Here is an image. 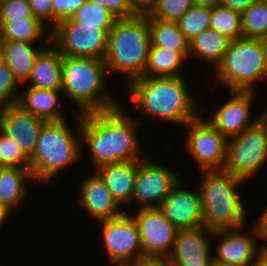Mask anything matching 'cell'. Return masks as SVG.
Returning a JSON list of instances; mask_svg holds the SVG:
<instances>
[{
	"instance_id": "cell-12",
	"label": "cell",
	"mask_w": 267,
	"mask_h": 266,
	"mask_svg": "<svg viewBox=\"0 0 267 266\" xmlns=\"http://www.w3.org/2000/svg\"><path fill=\"white\" fill-rule=\"evenodd\" d=\"M108 262L130 264L143 256L139 229L130 212L98 221Z\"/></svg>"
},
{
	"instance_id": "cell-5",
	"label": "cell",
	"mask_w": 267,
	"mask_h": 266,
	"mask_svg": "<svg viewBox=\"0 0 267 266\" xmlns=\"http://www.w3.org/2000/svg\"><path fill=\"white\" fill-rule=\"evenodd\" d=\"M151 46L147 16L116 19L108 36L104 63L109 76L122 74L126 88L143 77Z\"/></svg>"
},
{
	"instance_id": "cell-7",
	"label": "cell",
	"mask_w": 267,
	"mask_h": 266,
	"mask_svg": "<svg viewBox=\"0 0 267 266\" xmlns=\"http://www.w3.org/2000/svg\"><path fill=\"white\" fill-rule=\"evenodd\" d=\"M214 70L216 83L227 90L254 91L257 82L267 81L264 40L241 37L230 41L221 63Z\"/></svg>"
},
{
	"instance_id": "cell-27",
	"label": "cell",
	"mask_w": 267,
	"mask_h": 266,
	"mask_svg": "<svg viewBox=\"0 0 267 266\" xmlns=\"http://www.w3.org/2000/svg\"><path fill=\"white\" fill-rule=\"evenodd\" d=\"M37 18L0 20L2 40L26 41L40 44L42 39L50 43L51 30ZM49 33V34H48ZM45 35V36H44Z\"/></svg>"
},
{
	"instance_id": "cell-11",
	"label": "cell",
	"mask_w": 267,
	"mask_h": 266,
	"mask_svg": "<svg viewBox=\"0 0 267 266\" xmlns=\"http://www.w3.org/2000/svg\"><path fill=\"white\" fill-rule=\"evenodd\" d=\"M180 178L178 172L168 165H162L148 157L139 160L129 206H138L137 209L159 208Z\"/></svg>"
},
{
	"instance_id": "cell-25",
	"label": "cell",
	"mask_w": 267,
	"mask_h": 266,
	"mask_svg": "<svg viewBox=\"0 0 267 266\" xmlns=\"http://www.w3.org/2000/svg\"><path fill=\"white\" fill-rule=\"evenodd\" d=\"M230 39L215 30L207 29L189 41V56L197 61L209 63L216 67L221 63Z\"/></svg>"
},
{
	"instance_id": "cell-14",
	"label": "cell",
	"mask_w": 267,
	"mask_h": 266,
	"mask_svg": "<svg viewBox=\"0 0 267 266\" xmlns=\"http://www.w3.org/2000/svg\"><path fill=\"white\" fill-rule=\"evenodd\" d=\"M137 211V212H136ZM137 223L143 256H169L177 228L159 208H142L130 214Z\"/></svg>"
},
{
	"instance_id": "cell-39",
	"label": "cell",
	"mask_w": 267,
	"mask_h": 266,
	"mask_svg": "<svg viewBox=\"0 0 267 266\" xmlns=\"http://www.w3.org/2000/svg\"><path fill=\"white\" fill-rule=\"evenodd\" d=\"M105 7L116 19H128L136 16L128 0H89Z\"/></svg>"
},
{
	"instance_id": "cell-34",
	"label": "cell",
	"mask_w": 267,
	"mask_h": 266,
	"mask_svg": "<svg viewBox=\"0 0 267 266\" xmlns=\"http://www.w3.org/2000/svg\"><path fill=\"white\" fill-rule=\"evenodd\" d=\"M192 5V0H157L155 9L147 18L177 22Z\"/></svg>"
},
{
	"instance_id": "cell-47",
	"label": "cell",
	"mask_w": 267,
	"mask_h": 266,
	"mask_svg": "<svg viewBox=\"0 0 267 266\" xmlns=\"http://www.w3.org/2000/svg\"><path fill=\"white\" fill-rule=\"evenodd\" d=\"M257 119L260 122V124L264 127L267 135V107L266 110L264 109V112H262L257 116Z\"/></svg>"
},
{
	"instance_id": "cell-51",
	"label": "cell",
	"mask_w": 267,
	"mask_h": 266,
	"mask_svg": "<svg viewBox=\"0 0 267 266\" xmlns=\"http://www.w3.org/2000/svg\"><path fill=\"white\" fill-rule=\"evenodd\" d=\"M264 42H265V45H266V48H267V38L264 40Z\"/></svg>"
},
{
	"instance_id": "cell-13",
	"label": "cell",
	"mask_w": 267,
	"mask_h": 266,
	"mask_svg": "<svg viewBox=\"0 0 267 266\" xmlns=\"http://www.w3.org/2000/svg\"><path fill=\"white\" fill-rule=\"evenodd\" d=\"M246 226L232 229H222L213 232V239L216 237L219 244L213 248V261L225 266H252L258 255L265 249L260 240L259 230L256 224L251 225L248 234ZM251 232V233H250Z\"/></svg>"
},
{
	"instance_id": "cell-45",
	"label": "cell",
	"mask_w": 267,
	"mask_h": 266,
	"mask_svg": "<svg viewBox=\"0 0 267 266\" xmlns=\"http://www.w3.org/2000/svg\"><path fill=\"white\" fill-rule=\"evenodd\" d=\"M252 266H267V248L258 255Z\"/></svg>"
},
{
	"instance_id": "cell-40",
	"label": "cell",
	"mask_w": 267,
	"mask_h": 266,
	"mask_svg": "<svg viewBox=\"0 0 267 266\" xmlns=\"http://www.w3.org/2000/svg\"><path fill=\"white\" fill-rule=\"evenodd\" d=\"M136 16H147L155 9L157 0H128Z\"/></svg>"
},
{
	"instance_id": "cell-31",
	"label": "cell",
	"mask_w": 267,
	"mask_h": 266,
	"mask_svg": "<svg viewBox=\"0 0 267 266\" xmlns=\"http://www.w3.org/2000/svg\"><path fill=\"white\" fill-rule=\"evenodd\" d=\"M71 19L83 25L97 26L103 30H111L116 18L103 6L86 0L73 14Z\"/></svg>"
},
{
	"instance_id": "cell-6",
	"label": "cell",
	"mask_w": 267,
	"mask_h": 266,
	"mask_svg": "<svg viewBox=\"0 0 267 266\" xmlns=\"http://www.w3.org/2000/svg\"><path fill=\"white\" fill-rule=\"evenodd\" d=\"M203 225L213 231L246 226V209L238 188L244 179L224 170L200 171Z\"/></svg>"
},
{
	"instance_id": "cell-15",
	"label": "cell",
	"mask_w": 267,
	"mask_h": 266,
	"mask_svg": "<svg viewBox=\"0 0 267 266\" xmlns=\"http://www.w3.org/2000/svg\"><path fill=\"white\" fill-rule=\"evenodd\" d=\"M213 232L204 225L193 229H178L168 256L171 265L210 266L213 262Z\"/></svg>"
},
{
	"instance_id": "cell-22",
	"label": "cell",
	"mask_w": 267,
	"mask_h": 266,
	"mask_svg": "<svg viewBox=\"0 0 267 266\" xmlns=\"http://www.w3.org/2000/svg\"><path fill=\"white\" fill-rule=\"evenodd\" d=\"M61 74L62 55L50 43V45H47L38 53L29 79L21 86H29L45 90H61Z\"/></svg>"
},
{
	"instance_id": "cell-23",
	"label": "cell",
	"mask_w": 267,
	"mask_h": 266,
	"mask_svg": "<svg viewBox=\"0 0 267 266\" xmlns=\"http://www.w3.org/2000/svg\"><path fill=\"white\" fill-rule=\"evenodd\" d=\"M48 44L50 43L42 46L26 41L2 40V62L10 68L14 78L20 85H24L27 82L36 56Z\"/></svg>"
},
{
	"instance_id": "cell-29",
	"label": "cell",
	"mask_w": 267,
	"mask_h": 266,
	"mask_svg": "<svg viewBox=\"0 0 267 266\" xmlns=\"http://www.w3.org/2000/svg\"><path fill=\"white\" fill-rule=\"evenodd\" d=\"M242 34L245 38H267V0H256L242 14Z\"/></svg>"
},
{
	"instance_id": "cell-21",
	"label": "cell",
	"mask_w": 267,
	"mask_h": 266,
	"mask_svg": "<svg viewBox=\"0 0 267 266\" xmlns=\"http://www.w3.org/2000/svg\"><path fill=\"white\" fill-rule=\"evenodd\" d=\"M137 166L138 161H125L106 164L95 170L124 210L131 204Z\"/></svg>"
},
{
	"instance_id": "cell-36",
	"label": "cell",
	"mask_w": 267,
	"mask_h": 266,
	"mask_svg": "<svg viewBox=\"0 0 267 266\" xmlns=\"http://www.w3.org/2000/svg\"><path fill=\"white\" fill-rule=\"evenodd\" d=\"M35 18L32 15L28 0L0 1V20H18Z\"/></svg>"
},
{
	"instance_id": "cell-33",
	"label": "cell",
	"mask_w": 267,
	"mask_h": 266,
	"mask_svg": "<svg viewBox=\"0 0 267 266\" xmlns=\"http://www.w3.org/2000/svg\"><path fill=\"white\" fill-rule=\"evenodd\" d=\"M0 167L30 168V160L19 145L0 130Z\"/></svg>"
},
{
	"instance_id": "cell-26",
	"label": "cell",
	"mask_w": 267,
	"mask_h": 266,
	"mask_svg": "<svg viewBox=\"0 0 267 266\" xmlns=\"http://www.w3.org/2000/svg\"><path fill=\"white\" fill-rule=\"evenodd\" d=\"M148 26L151 46L165 47L179 52L188 61L189 41L177 22L148 18Z\"/></svg>"
},
{
	"instance_id": "cell-10",
	"label": "cell",
	"mask_w": 267,
	"mask_h": 266,
	"mask_svg": "<svg viewBox=\"0 0 267 266\" xmlns=\"http://www.w3.org/2000/svg\"><path fill=\"white\" fill-rule=\"evenodd\" d=\"M186 128V149L199 171L223 170L226 162L228 139L216 130L201 114L189 121Z\"/></svg>"
},
{
	"instance_id": "cell-19",
	"label": "cell",
	"mask_w": 267,
	"mask_h": 266,
	"mask_svg": "<svg viewBox=\"0 0 267 266\" xmlns=\"http://www.w3.org/2000/svg\"><path fill=\"white\" fill-rule=\"evenodd\" d=\"M45 122L17 103L1 107L0 130L11 137L28 158L35 151L40 129Z\"/></svg>"
},
{
	"instance_id": "cell-16",
	"label": "cell",
	"mask_w": 267,
	"mask_h": 266,
	"mask_svg": "<svg viewBox=\"0 0 267 266\" xmlns=\"http://www.w3.org/2000/svg\"><path fill=\"white\" fill-rule=\"evenodd\" d=\"M229 91L228 101L207 119L227 139L241 134L258 120L251 118L254 91Z\"/></svg>"
},
{
	"instance_id": "cell-24",
	"label": "cell",
	"mask_w": 267,
	"mask_h": 266,
	"mask_svg": "<svg viewBox=\"0 0 267 266\" xmlns=\"http://www.w3.org/2000/svg\"><path fill=\"white\" fill-rule=\"evenodd\" d=\"M34 181L30 168L0 167V204L11 214L27 196V182Z\"/></svg>"
},
{
	"instance_id": "cell-4",
	"label": "cell",
	"mask_w": 267,
	"mask_h": 266,
	"mask_svg": "<svg viewBox=\"0 0 267 266\" xmlns=\"http://www.w3.org/2000/svg\"><path fill=\"white\" fill-rule=\"evenodd\" d=\"M107 76L104 60L62 56L61 90L77 106V114L109 110L120 104L106 89Z\"/></svg>"
},
{
	"instance_id": "cell-1",
	"label": "cell",
	"mask_w": 267,
	"mask_h": 266,
	"mask_svg": "<svg viewBox=\"0 0 267 266\" xmlns=\"http://www.w3.org/2000/svg\"><path fill=\"white\" fill-rule=\"evenodd\" d=\"M120 105L81 114V143H87L91 152L92 171L106 164L139 161L147 157L139 141L138 133L143 125L141 117L130 116L122 109L125 106Z\"/></svg>"
},
{
	"instance_id": "cell-46",
	"label": "cell",
	"mask_w": 267,
	"mask_h": 266,
	"mask_svg": "<svg viewBox=\"0 0 267 266\" xmlns=\"http://www.w3.org/2000/svg\"><path fill=\"white\" fill-rule=\"evenodd\" d=\"M10 214L11 213L0 204V227L3 226L2 224L10 217Z\"/></svg>"
},
{
	"instance_id": "cell-18",
	"label": "cell",
	"mask_w": 267,
	"mask_h": 266,
	"mask_svg": "<svg viewBox=\"0 0 267 266\" xmlns=\"http://www.w3.org/2000/svg\"><path fill=\"white\" fill-rule=\"evenodd\" d=\"M80 191L77 203L92 219L98 221L113 219L121 216L124 210L114 199L104 180L96 171H92L87 178L79 182Z\"/></svg>"
},
{
	"instance_id": "cell-44",
	"label": "cell",
	"mask_w": 267,
	"mask_h": 266,
	"mask_svg": "<svg viewBox=\"0 0 267 266\" xmlns=\"http://www.w3.org/2000/svg\"><path fill=\"white\" fill-rule=\"evenodd\" d=\"M193 5L212 8L220 5L221 0H192Z\"/></svg>"
},
{
	"instance_id": "cell-49",
	"label": "cell",
	"mask_w": 267,
	"mask_h": 266,
	"mask_svg": "<svg viewBox=\"0 0 267 266\" xmlns=\"http://www.w3.org/2000/svg\"><path fill=\"white\" fill-rule=\"evenodd\" d=\"M114 266H131L130 264H114Z\"/></svg>"
},
{
	"instance_id": "cell-41",
	"label": "cell",
	"mask_w": 267,
	"mask_h": 266,
	"mask_svg": "<svg viewBox=\"0 0 267 266\" xmlns=\"http://www.w3.org/2000/svg\"><path fill=\"white\" fill-rule=\"evenodd\" d=\"M131 266H172L167 256H141Z\"/></svg>"
},
{
	"instance_id": "cell-50",
	"label": "cell",
	"mask_w": 267,
	"mask_h": 266,
	"mask_svg": "<svg viewBox=\"0 0 267 266\" xmlns=\"http://www.w3.org/2000/svg\"><path fill=\"white\" fill-rule=\"evenodd\" d=\"M1 44H2V36H1V31H0V53H1Z\"/></svg>"
},
{
	"instance_id": "cell-28",
	"label": "cell",
	"mask_w": 267,
	"mask_h": 266,
	"mask_svg": "<svg viewBox=\"0 0 267 266\" xmlns=\"http://www.w3.org/2000/svg\"><path fill=\"white\" fill-rule=\"evenodd\" d=\"M187 60L179 53L165 47L150 46L143 76L179 77L184 76L183 64ZM183 72V73H182Z\"/></svg>"
},
{
	"instance_id": "cell-38",
	"label": "cell",
	"mask_w": 267,
	"mask_h": 266,
	"mask_svg": "<svg viewBox=\"0 0 267 266\" xmlns=\"http://www.w3.org/2000/svg\"><path fill=\"white\" fill-rule=\"evenodd\" d=\"M32 15L50 30L54 28V10L52 0H28Z\"/></svg>"
},
{
	"instance_id": "cell-43",
	"label": "cell",
	"mask_w": 267,
	"mask_h": 266,
	"mask_svg": "<svg viewBox=\"0 0 267 266\" xmlns=\"http://www.w3.org/2000/svg\"><path fill=\"white\" fill-rule=\"evenodd\" d=\"M255 224L258 227L260 239L265 242V244L263 242V246L264 248H267V207L262 212L260 218H258V221L255 222Z\"/></svg>"
},
{
	"instance_id": "cell-9",
	"label": "cell",
	"mask_w": 267,
	"mask_h": 266,
	"mask_svg": "<svg viewBox=\"0 0 267 266\" xmlns=\"http://www.w3.org/2000/svg\"><path fill=\"white\" fill-rule=\"evenodd\" d=\"M109 32L97 26L76 23L70 18L51 30L50 42L62 56L104 60Z\"/></svg>"
},
{
	"instance_id": "cell-17",
	"label": "cell",
	"mask_w": 267,
	"mask_h": 266,
	"mask_svg": "<svg viewBox=\"0 0 267 266\" xmlns=\"http://www.w3.org/2000/svg\"><path fill=\"white\" fill-rule=\"evenodd\" d=\"M182 187L181 177L165 197L159 209L177 229H193L202 226L203 208L199 189Z\"/></svg>"
},
{
	"instance_id": "cell-32",
	"label": "cell",
	"mask_w": 267,
	"mask_h": 266,
	"mask_svg": "<svg viewBox=\"0 0 267 266\" xmlns=\"http://www.w3.org/2000/svg\"><path fill=\"white\" fill-rule=\"evenodd\" d=\"M188 41L210 27V8L192 5L177 21Z\"/></svg>"
},
{
	"instance_id": "cell-30",
	"label": "cell",
	"mask_w": 267,
	"mask_h": 266,
	"mask_svg": "<svg viewBox=\"0 0 267 266\" xmlns=\"http://www.w3.org/2000/svg\"><path fill=\"white\" fill-rule=\"evenodd\" d=\"M231 41L243 37L241 13L222 5L210 8V27Z\"/></svg>"
},
{
	"instance_id": "cell-2",
	"label": "cell",
	"mask_w": 267,
	"mask_h": 266,
	"mask_svg": "<svg viewBox=\"0 0 267 266\" xmlns=\"http://www.w3.org/2000/svg\"><path fill=\"white\" fill-rule=\"evenodd\" d=\"M184 76L140 77L123 89L128 100L143 117L153 122L164 120L184 127L200 114L199 101L192 94ZM157 120V121H156Z\"/></svg>"
},
{
	"instance_id": "cell-8",
	"label": "cell",
	"mask_w": 267,
	"mask_h": 266,
	"mask_svg": "<svg viewBox=\"0 0 267 266\" xmlns=\"http://www.w3.org/2000/svg\"><path fill=\"white\" fill-rule=\"evenodd\" d=\"M267 162V135L257 120L241 134L227 141L224 171L247 181Z\"/></svg>"
},
{
	"instance_id": "cell-52",
	"label": "cell",
	"mask_w": 267,
	"mask_h": 266,
	"mask_svg": "<svg viewBox=\"0 0 267 266\" xmlns=\"http://www.w3.org/2000/svg\"><path fill=\"white\" fill-rule=\"evenodd\" d=\"M2 62V56H1V53H0V63Z\"/></svg>"
},
{
	"instance_id": "cell-48",
	"label": "cell",
	"mask_w": 267,
	"mask_h": 266,
	"mask_svg": "<svg viewBox=\"0 0 267 266\" xmlns=\"http://www.w3.org/2000/svg\"><path fill=\"white\" fill-rule=\"evenodd\" d=\"M210 266H225V265H221V264H218V263H215L214 261L210 264Z\"/></svg>"
},
{
	"instance_id": "cell-3",
	"label": "cell",
	"mask_w": 267,
	"mask_h": 266,
	"mask_svg": "<svg viewBox=\"0 0 267 266\" xmlns=\"http://www.w3.org/2000/svg\"><path fill=\"white\" fill-rule=\"evenodd\" d=\"M74 116L75 129H70L66 120L46 121L41 127L35 151L29 158L34 181L52 182L59 172L82 160L81 114Z\"/></svg>"
},
{
	"instance_id": "cell-37",
	"label": "cell",
	"mask_w": 267,
	"mask_h": 266,
	"mask_svg": "<svg viewBox=\"0 0 267 266\" xmlns=\"http://www.w3.org/2000/svg\"><path fill=\"white\" fill-rule=\"evenodd\" d=\"M86 0H52L54 27L61 21L70 19Z\"/></svg>"
},
{
	"instance_id": "cell-20",
	"label": "cell",
	"mask_w": 267,
	"mask_h": 266,
	"mask_svg": "<svg viewBox=\"0 0 267 266\" xmlns=\"http://www.w3.org/2000/svg\"><path fill=\"white\" fill-rule=\"evenodd\" d=\"M17 104L25 111L45 121L66 120L62 112V90H45L21 86ZM26 87V88H24ZM61 100V101H60Z\"/></svg>"
},
{
	"instance_id": "cell-35",
	"label": "cell",
	"mask_w": 267,
	"mask_h": 266,
	"mask_svg": "<svg viewBox=\"0 0 267 266\" xmlns=\"http://www.w3.org/2000/svg\"><path fill=\"white\" fill-rule=\"evenodd\" d=\"M21 85L14 78L10 68L0 63V106L15 104L20 95ZM19 88V90H18ZM18 90V91H17Z\"/></svg>"
},
{
	"instance_id": "cell-42",
	"label": "cell",
	"mask_w": 267,
	"mask_h": 266,
	"mask_svg": "<svg viewBox=\"0 0 267 266\" xmlns=\"http://www.w3.org/2000/svg\"><path fill=\"white\" fill-rule=\"evenodd\" d=\"M255 1L256 0H221L220 5L242 14Z\"/></svg>"
}]
</instances>
